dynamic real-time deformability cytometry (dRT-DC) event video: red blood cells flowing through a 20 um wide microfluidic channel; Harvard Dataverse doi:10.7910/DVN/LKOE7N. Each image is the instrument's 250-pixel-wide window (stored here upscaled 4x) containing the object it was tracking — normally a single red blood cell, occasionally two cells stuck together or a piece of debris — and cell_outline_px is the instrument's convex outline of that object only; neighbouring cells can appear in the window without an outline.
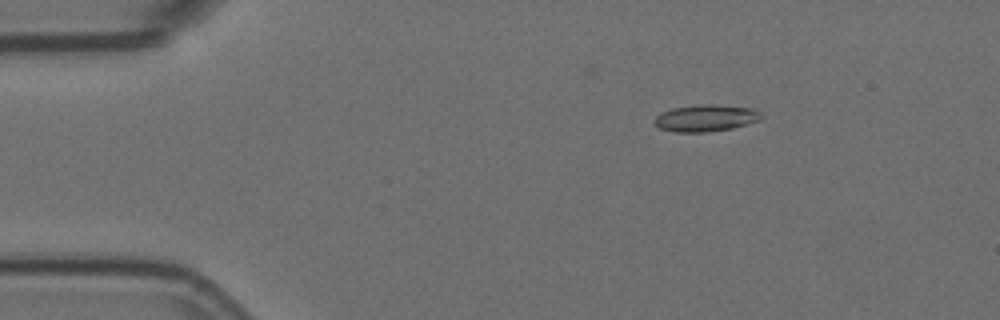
{"species": "Egyptian fruit bat (a non-hibernating species)", "species_latin": "Rousettus aegyptiacus", "temperature_condition": "room temperature", "stored_images_in_passage": 8, "camera_frame_rate_fps": 3000, "um_per_image_px": 0.085, "animal": {"sex": "female"}, "frame": {"image": 1, "passage_image": 3, "time_ms": 0.667, "image_size_px": [1000, 320], "cell_outline_px": [[764, 116], [760, 120], [732, 128], [708, 132], [676, 132], [660, 128], [652, 120], [660, 112], [672, 108], [700, 104], [716, 104], [752, 108], [760, 112]], "centroid_in_image_um": [59.99, 10.02], "position_along_channel_um": 25.0, "area_um2": 16.82}}
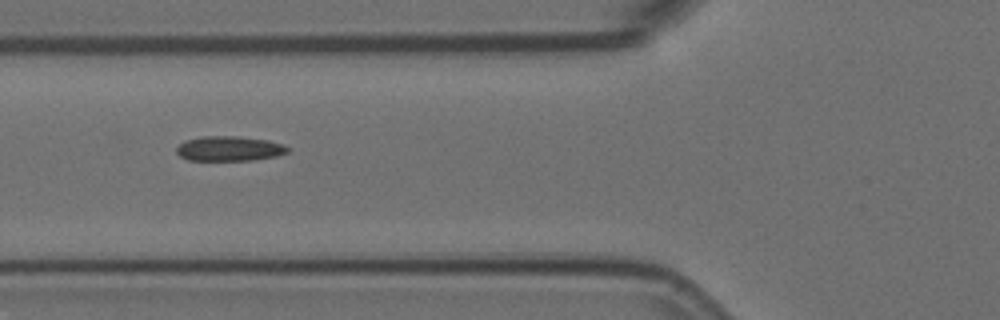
{"frame": {"image": 2, "passage_image": 6, "time_ms": 1.667, "image_size_px": [1000, 320], "cell_outline_px": [[292, 148], [288, 152], [276, 156], [252, 160], [188, 160], [180, 156], [176, 152], [176, 148], [184, 140], [200, 136], [236, 136], [268, 140], [284, 144]], "centroid_in_image_um": [19.5, 12.62], "position_along_channel_um": 106.3, "area_um2": 16.24}}
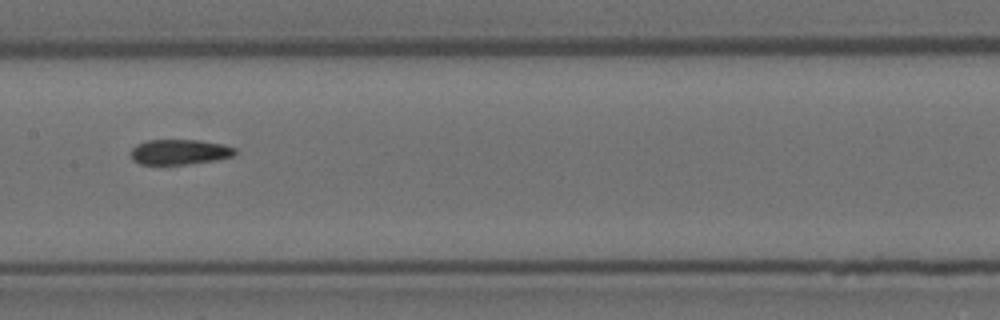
{"frame": {"image": 3, "passage_image": 8, "time_ms": 2.333, "image_size_px": [1000, 320], "cell_outline_px": [[236, 152], [232, 156], [216, 160], [188, 164], [140, 164], [132, 160], [132, 148], [136, 144], [148, 140], [200, 140], [224, 144], [236, 148]], "centroid_in_image_um": [15.28, 12.91], "position_along_channel_um": 192.1, "area_um2": 15.32}}